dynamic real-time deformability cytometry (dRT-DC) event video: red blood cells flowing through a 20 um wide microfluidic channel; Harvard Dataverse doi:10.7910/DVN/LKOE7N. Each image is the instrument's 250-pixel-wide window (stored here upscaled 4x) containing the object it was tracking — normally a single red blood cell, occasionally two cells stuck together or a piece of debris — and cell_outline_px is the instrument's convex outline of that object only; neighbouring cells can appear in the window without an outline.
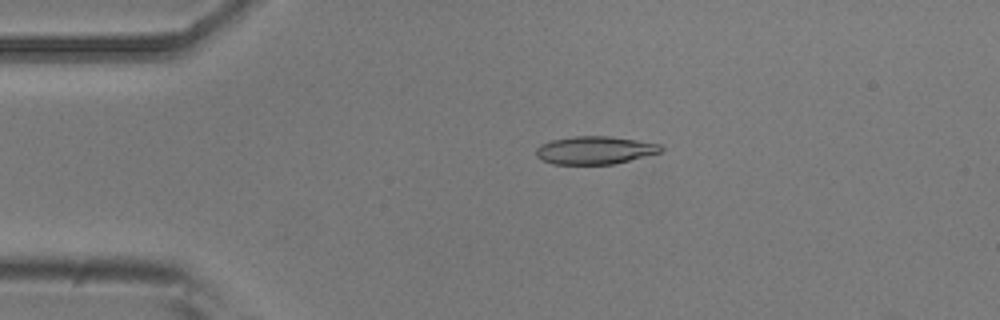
{"species": "common noctule bat (a hibernating species)", "species_latin": "Nyctalus noctula", "temperature_condition": "room temperature", "stored_images_in_passage": 4, "camera_frame_rate_fps": 3000, "um_per_image_px": 0.085, "animal": {"sex": "male", "body_mass_g": 20.5, "forearm_length_mm": 52.5}, "frame": {"image": 1, "passage_image": 3, "time_ms": 2.333, "image_size_px": [1000, 320], "cell_outline_px": [[664, 148], [660, 152], [612, 164], [552, 164], [536, 156], [536, 148], [540, 144], [552, 140], [576, 136], [612, 136], [660, 144]], "centroid_in_image_um": [50.54, 12.76], "position_along_channel_um": 34.5, "area_um2": 20.11}}